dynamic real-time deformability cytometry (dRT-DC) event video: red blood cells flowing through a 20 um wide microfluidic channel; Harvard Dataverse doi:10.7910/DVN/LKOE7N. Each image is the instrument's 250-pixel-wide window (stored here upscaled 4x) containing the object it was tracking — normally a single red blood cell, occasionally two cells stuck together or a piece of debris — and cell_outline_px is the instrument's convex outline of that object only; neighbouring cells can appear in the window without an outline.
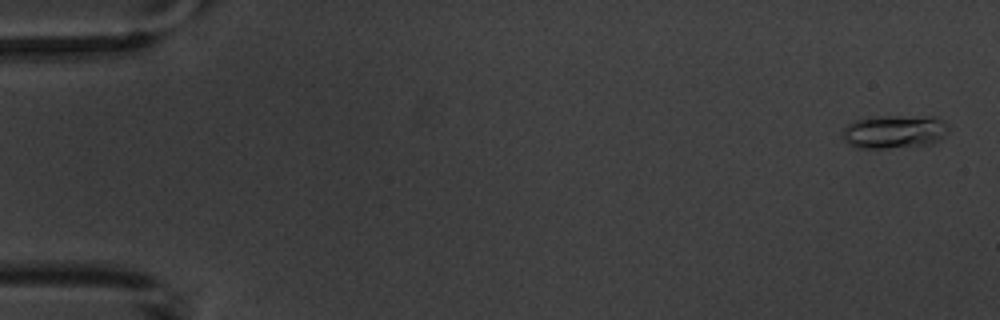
{"species": "common noctule bat (a hibernating species)", "species_latin": "Nyctalus noctula", "temperature_condition": "warm", "stored_images_in_passage": 8, "camera_frame_rate_fps": 3000, "um_per_image_px": 0.085, "animal": {"sex": "male", "body_mass_g": 20.1, "forearm_length_mm": 53.5}, "frame": {"image": 1, "passage_image": 1, "time_ms": 0.0, "image_size_px": [1000, 320], "cell_outline_px": [[948, 132], [940, 140], [932, 144], [888, 148], [860, 148], [848, 144], [844, 140], [844, 128], [848, 124], [856, 120], [876, 116], [936, 116], [944, 124]], "centroid_in_image_um": [76.02, 11.19], "position_along_channel_um": 9.0, "area_um2": 20.52}}
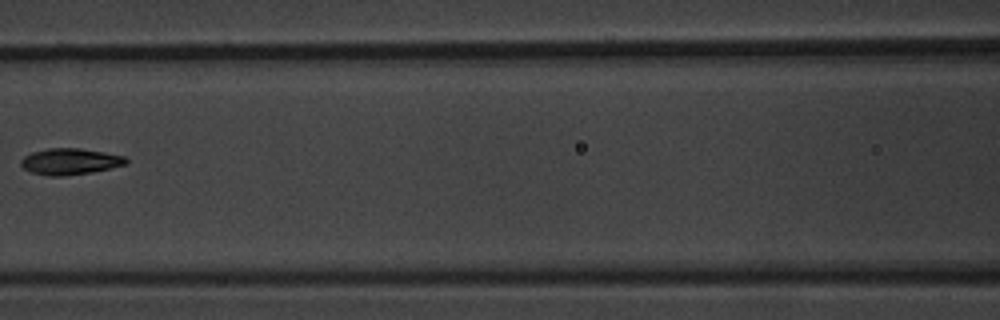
{"frame": {"image": 2, "passage_image": 7, "time_ms": 8.0, "image_size_px": [1000, 320], "cell_outline_px": [[128, 164], [92, 172], [64, 176], [48, 176], [32, 172], [24, 168], [20, 164], [20, 160], [24, 156], [32, 152], [48, 148], [80, 148], [104, 152], [124, 156], [128, 160]], "centroid_in_image_um": [5.95, 13.72], "position_along_channel_um": 160.6, "area_um2": 16.13}}
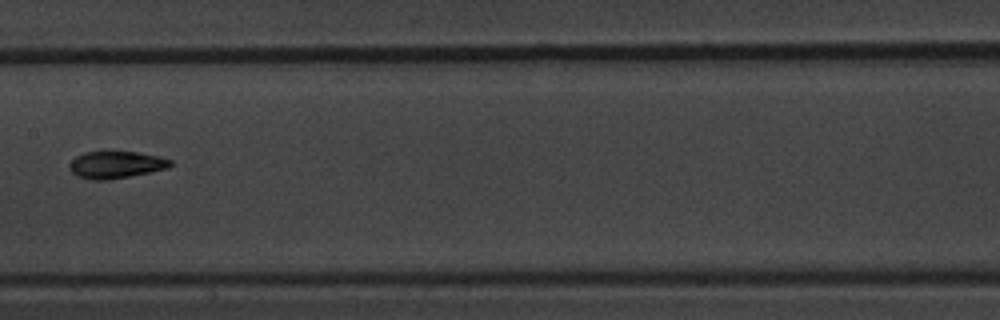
{"frame": {"image": 3, "passage_image": 8, "time_ms": 9.0, "image_size_px": [1000, 320], "cell_outline_px": [[172, 164], [168, 168], [152, 172], [108, 180], [92, 180], [76, 176], [68, 168], [68, 164], [76, 156], [84, 152], [136, 152], [156, 156], [172, 160]], "centroid_in_image_um": [9.83, 14.02], "position_along_channel_um": 197.6, "area_um2": 15.95}}